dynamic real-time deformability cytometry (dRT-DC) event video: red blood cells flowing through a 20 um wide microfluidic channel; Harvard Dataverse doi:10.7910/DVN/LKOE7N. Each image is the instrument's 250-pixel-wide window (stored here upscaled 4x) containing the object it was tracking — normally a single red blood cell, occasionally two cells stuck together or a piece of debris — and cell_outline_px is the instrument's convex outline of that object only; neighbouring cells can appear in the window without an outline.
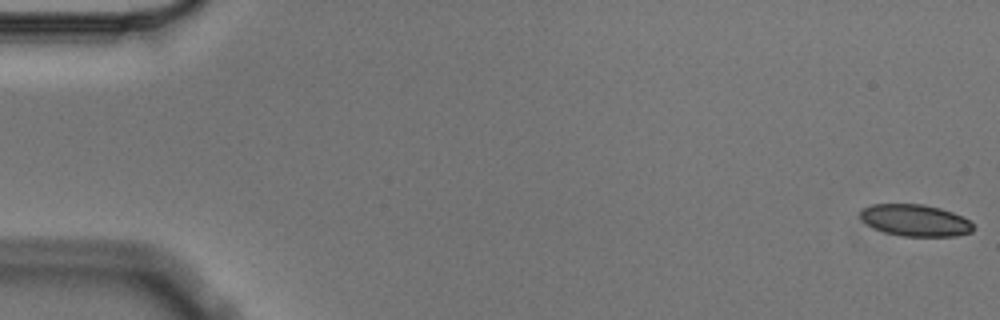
{"species": "Egyptian fruit bat (a non-hibernating species)", "species_latin": "Rousettus aegyptiacus", "temperature_condition": "cold", "stored_images_in_passage": 6, "camera_frame_rate_fps": 3000, "um_per_image_px": 0.085, "animal": {"sex": "male"}, "frame": {"image": 1, "passage_image": 1, "time_ms": 0.0, "image_size_px": [1000, 320], "cell_outline_px": [[976, 228], [972, 232], [956, 236], [904, 236], [884, 232], [872, 228], [860, 220], [860, 212], [864, 208], [872, 204], [924, 204], [940, 208], [952, 212], [968, 220]], "centroid_in_image_um": [77.78, 18.73], "position_along_channel_um": 7.2, "area_um2": 20.98}}
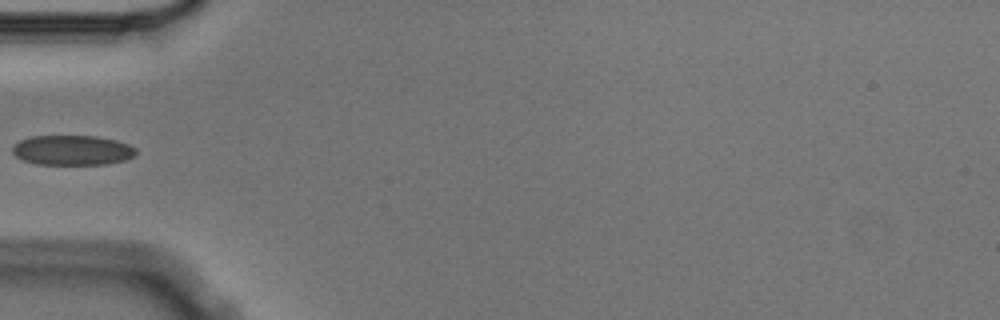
{"frame": {"image": 2, "passage_image": 5, "time_ms": 1.333, "image_size_px": [1000, 320], "cell_outline_px": [[136, 152], [132, 156], [124, 160], [108, 164], [36, 164], [24, 160], [16, 156], [12, 152], [12, 144], [28, 136], [96, 136], [116, 140], [128, 144], [136, 148]], "centroid_in_image_um": [6.11, 12.76], "position_along_channel_um": 78.9, "area_um2": 21.56}}
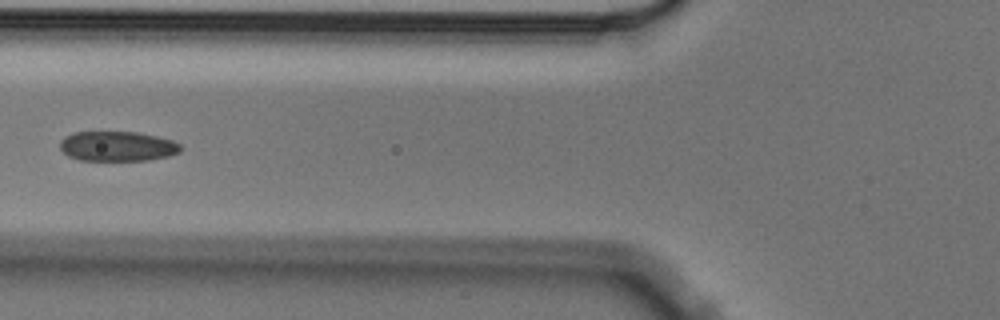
{"frame": {"image": 3, "passage_image": 6, "time_ms": 1.667, "image_size_px": [1000, 320], "cell_outline_px": [[180, 152], [168, 156], [148, 160], [80, 160], [68, 156], [60, 148], [60, 140], [64, 136], [72, 132], [136, 132], [156, 136], [172, 140], [180, 144]], "centroid_in_image_um": [9.95, 12.43], "position_along_channel_um": 115.9, "area_um2": 20.98}}